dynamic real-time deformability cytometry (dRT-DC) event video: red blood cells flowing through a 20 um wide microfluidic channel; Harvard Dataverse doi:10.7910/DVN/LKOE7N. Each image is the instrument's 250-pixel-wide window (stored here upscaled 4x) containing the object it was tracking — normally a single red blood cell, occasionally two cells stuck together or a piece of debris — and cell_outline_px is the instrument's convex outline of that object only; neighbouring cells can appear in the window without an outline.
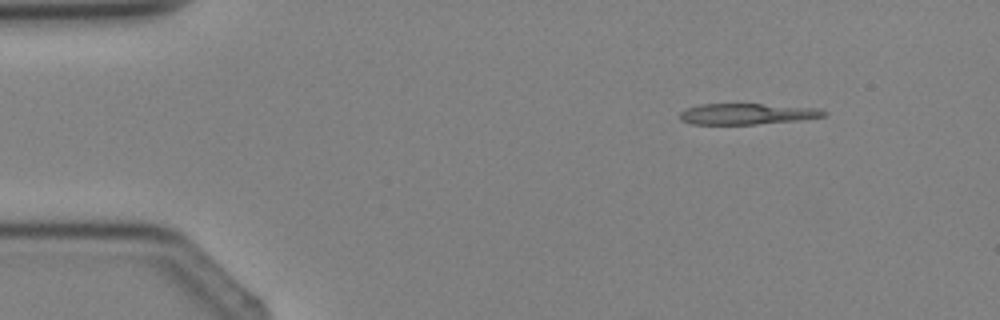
{"species": "Egyptian fruit bat (a non-hibernating species)", "species_latin": "Rousettus aegyptiacus", "temperature_condition": "cold", "stored_images_in_passage": 4, "camera_frame_rate_fps": 3000, "um_per_image_px": 0.085, "animal": {"sex": "female"}, "frame": {"image": 1, "passage_image": 2, "time_ms": 1.0, "image_size_px": [1000, 320], "cell_outline_px": [[828, 112], [824, 116], [796, 120], [756, 124], [692, 124], [680, 120], [680, 112], [688, 108], [700, 104], [760, 104], [816, 108]], "centroid_in_image_um": [63.45, 9.68], "position_along_channel_um": 21.6, "area_um2": 17.28}}
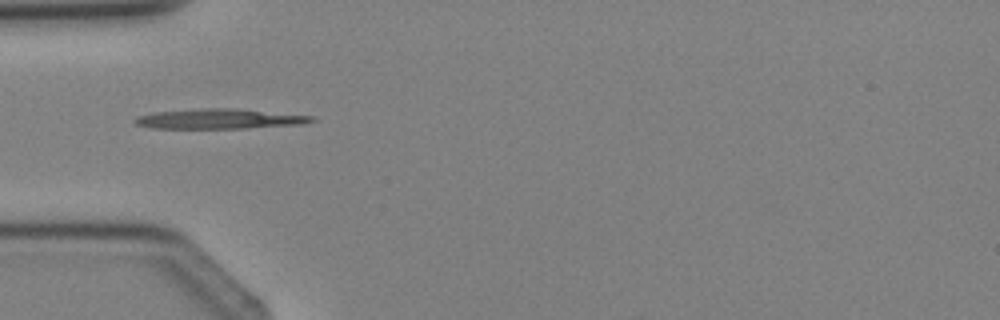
{"frame": {"image": 2, "passage_image": 4, "time_ms": 3.333, "image_size_px": [1000, 320], "cell_outline_px": [[316, 120], [304, 124], [244, 128], [148, 128], [136, 124], [132, 120], [136, 116], [152, 112], [204, 108], [232, 108], [316, 116]], "centroid_in_image_um": [18.63, 10.1], "position_along_channel_um": 66.4, "area_um2": 20.69}}